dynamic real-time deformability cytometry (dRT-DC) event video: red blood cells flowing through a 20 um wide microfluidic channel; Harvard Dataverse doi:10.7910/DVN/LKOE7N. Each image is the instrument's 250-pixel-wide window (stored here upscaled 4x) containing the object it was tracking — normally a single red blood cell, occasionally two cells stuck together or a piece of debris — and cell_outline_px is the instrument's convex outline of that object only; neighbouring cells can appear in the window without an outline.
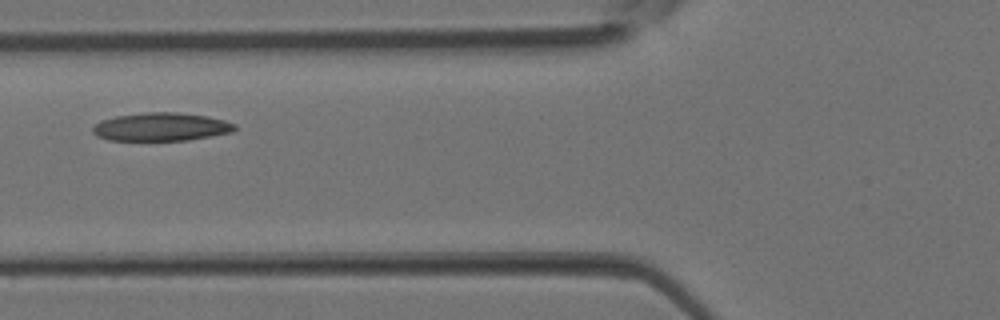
{"species": "Egyptian fruit bat (a non-hibernating species)", "species_latin": "Rousettus aegyptiacus", "temperature_condition": "room temperature", "stored_images_in_passage": 3, "camera_frame_rate_fps": 3000, "um_per_image_px": 0.085, "animal": {"sex": "female"}, "frame": {"image": 1, "passage_image": 3, "time_ms": 0.667, "image_size_px": [1000, 320], "cell_outline_px": [[236, 128], [232, 132], [188, 140], [108, 140], [96, 136], [92, 132], [92, 128], [100, 120], [116, 116], [144, 112], [176, 112], [208, 116], [224, 120], [236, 124]], "centroid_in_image_um": [13.68, 10.78], "position_along_channel_um": 112.1, "area_um2": 23.41}}